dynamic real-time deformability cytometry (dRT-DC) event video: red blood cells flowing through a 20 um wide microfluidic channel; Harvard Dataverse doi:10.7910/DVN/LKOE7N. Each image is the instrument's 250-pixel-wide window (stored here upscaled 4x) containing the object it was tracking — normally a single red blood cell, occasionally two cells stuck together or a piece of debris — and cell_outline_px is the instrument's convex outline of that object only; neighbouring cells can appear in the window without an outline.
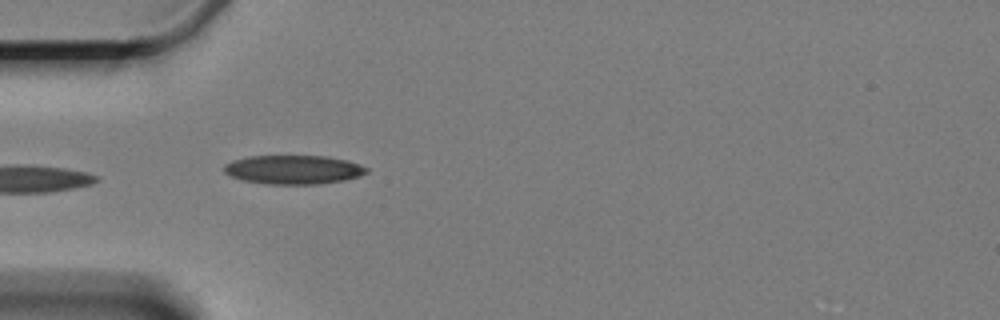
{"species": "Egyptian fruit bat (a non-hibernating species)", "species_latin": "Rousettus aegyptiacus", "temperature_condition": "cold", "stored_images_in_passage": 5, "camera_frame_rate_fps": 3000, "um_per_image_px": 0.085, "animal": {"sex": "female"}, "frame": {"image": 1, "passage_image": 5, "time_ms": 4.667, "image_size_px": [1000, 320], "cell_outline_px": [[368, 172], [360, 176], [344, 180], [320, 184], [264, 184], [240, 180], [224, 172], [224, 164], [232, 160], [248, 156], [324, 156], [348, 160], [360, 164], [368, 168]], "centroid_in_image_um": [24.94, 14.42], "position_along_channel_um": 60.1, "area_um2": 24.22}}